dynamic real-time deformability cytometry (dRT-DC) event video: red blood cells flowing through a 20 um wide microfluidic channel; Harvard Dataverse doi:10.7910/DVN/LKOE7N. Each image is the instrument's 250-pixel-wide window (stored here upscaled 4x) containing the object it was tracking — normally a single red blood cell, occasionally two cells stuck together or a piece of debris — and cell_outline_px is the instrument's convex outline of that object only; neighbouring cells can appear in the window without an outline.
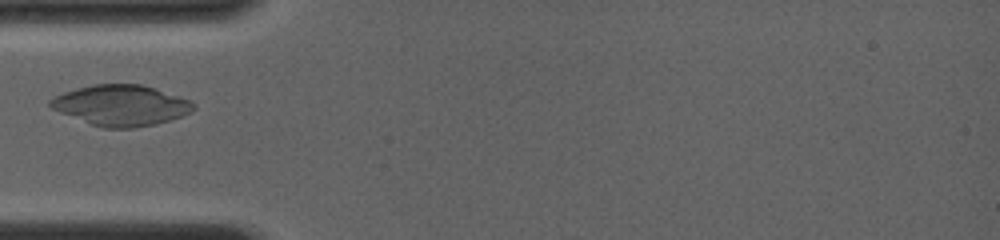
{"species": "common noctule bat (a hibernating species)", "species_latin": "Nyctalus noctula", "temperature_condition": "room temperature", "stored_images_in_passage": 3, "camera_frame_rate_fps": 4000, "um_per_image_px": 0.085, "animal": {"sex": "female", "body_mass_g": 19.0, "forearm_length_mm": 56.7}, "frame": {"image": 1, "passage_image": 2, "time_ms": 0.75, "image_size_px": [1000, 240], "cell_outline_px": [[196, 108], [172, 120], [156, 124], [132, 128], [104, 128], [92, 124], [60, 112], [52, 108], [48, 104], [48, 100], [64, 92], [76, 88], [96, 84], [140, 84], [156, 88], [192, 100], [196, 104]], "centroid_in_image_um": [10.33, 8.95], "position_along_channel_um": 74.7, "area_um2": 33.87}}